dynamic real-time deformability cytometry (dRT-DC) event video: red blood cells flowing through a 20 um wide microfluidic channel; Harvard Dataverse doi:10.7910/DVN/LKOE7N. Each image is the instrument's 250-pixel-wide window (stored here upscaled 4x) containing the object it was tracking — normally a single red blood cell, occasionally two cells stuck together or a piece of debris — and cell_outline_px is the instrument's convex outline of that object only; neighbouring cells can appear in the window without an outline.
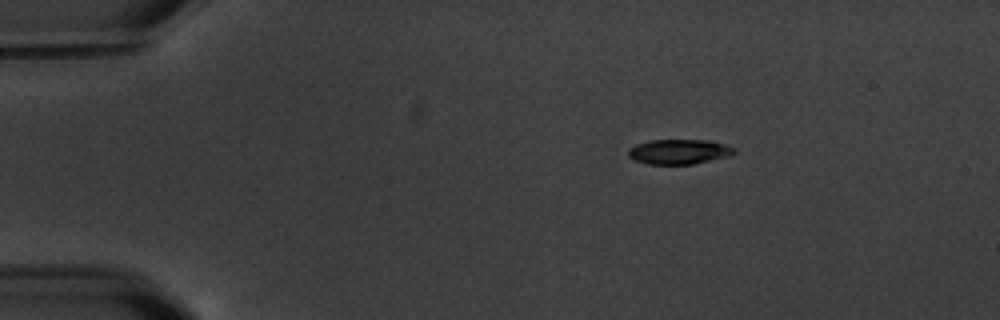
{"species": "common noctule bat (a hibernating species)", "species_latin": "Nyctalus noctula", "temperature_condition": "warm", "stored_images_in_passage": 5, "camera_frame_rate_fps": 3000, "um_per_image_px": 0.085, "animal": {"sex": "male", "body_mass_g": 20.1, "forearm_length_mm": 53.5}, "frame": {"image": 1, "passage_image": 2, "time_ms": 1.333, "image_size_px": [1000, 320], "cell_outline_px": [[736, 152], [728, 156], [692, 164], [648, 164], [636, 160], [628, 156], [628, 148], [636, 144], [648, 140], [712, 140], [736, 148]], "centroid_in_image_um": [57.71, 12.88], "position_along_channel_um": 27.3, "area_um2": 15.37}}
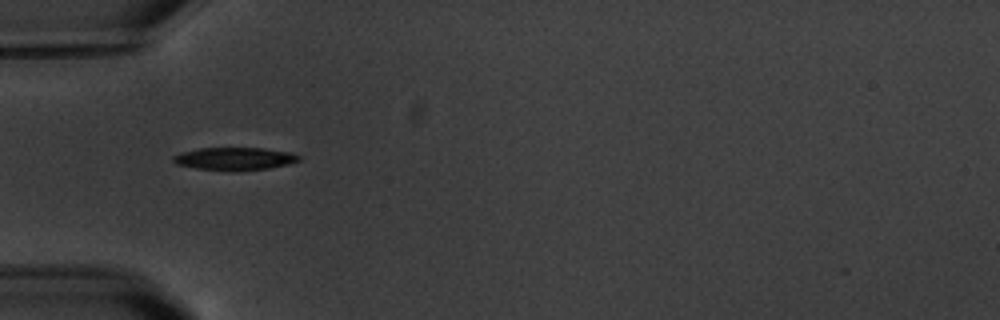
{"frame": {"image": 2, "passage_image": 4, "time_ms": 4.333, "image_size_px": [1000, 320], "cell_outline_px": [[300, 160], [288, 164], [268, 168], [236, 172], [232, 172], [196, 168], [176, 164], [172, 160], [172, 156], [180, 152], [200, 148], [264, 148], [292, 152], [300, 156]], "centroid_in_image_um": [19.93, 13.5], "position_along_channel_um": 65.1, "area_um2": 16.94}}